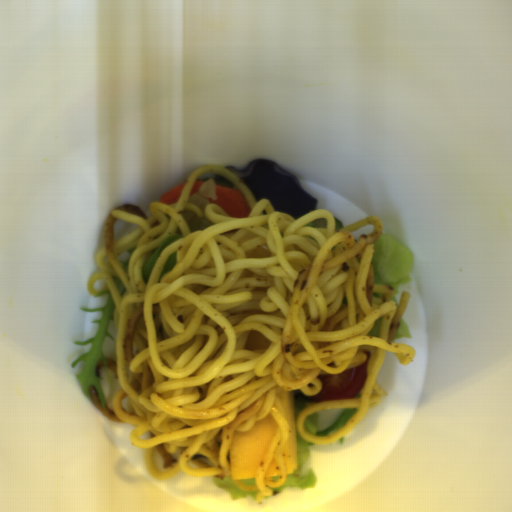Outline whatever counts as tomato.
Returning <instances> with one entry per match:
<instances>
[{"label":"tomato","mask_w":512,"mask_h":512,"mask_svg":"<svg viewBox=\"0 0 512 512\" xmlns=\"http://www.w3.org/2000/svg\"><path fill=\"white\" fill-rule=\"evenodd\" d=\"M363 351L366 359L361 365L338 374L319 375L317 379L321 382V389L310 397L319 403L326 400H351L362 393L368 380V362L371 356L369 349Z\"/></svg>","instance_id":"512abeb7"}]
</instances>
